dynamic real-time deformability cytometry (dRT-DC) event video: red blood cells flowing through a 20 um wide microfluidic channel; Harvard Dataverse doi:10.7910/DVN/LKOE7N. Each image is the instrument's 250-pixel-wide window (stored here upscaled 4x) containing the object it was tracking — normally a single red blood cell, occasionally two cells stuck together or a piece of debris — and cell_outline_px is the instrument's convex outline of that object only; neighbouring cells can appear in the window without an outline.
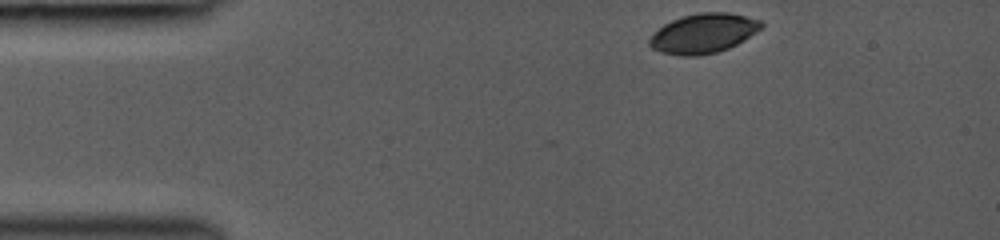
{"species": "common noctule bat (a hibernating species)", "species_latin": "Nyctalus noctula", "temperature_condition": "room temperature", "stored_images_in_passage": 34, "camera_frame_rate_fps": 3000, "um_per_image_px": 0.085, "animal": {"sex": "female", "body_mass_g": 19.0, "forearm_length_mm": 53.3}, "frame": {"image": 1, "passage_image": 1, "time_ms": 0.0, "image_size_px": [1000, 240], "cell_outline_px": [[764, 28], [744, 40], [728, 48], [716, 52], [696, 56], [680, 56], [660, 52], [652, 48], [648, 44], [648, 40], [664, 24], [672, 20], [684, 16], [700, 12], [728, 12], [764, 20]], "centroid_in_image_um": [59.84, 2.83], "position_along_channel_um": 25.2, "area_um2": 25.89}}
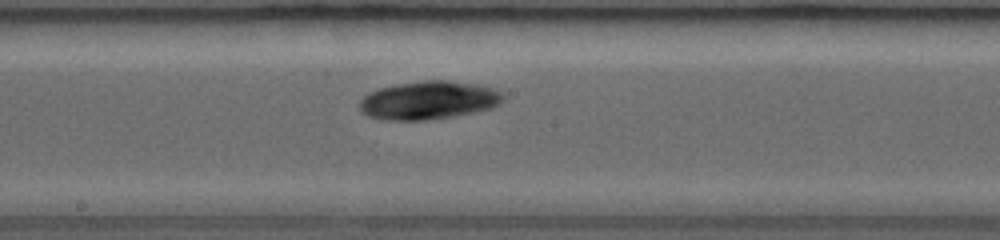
{"frame": {"image": 2, "passage_image": 19, "time_ms": 6.0, "image_size_px": [1000, 240], "cell_outline_px": [[504, 100], [500, 104], [492, 108], [452, 116], [424, 120], [380, 120], [368, 116], [360, 112], [360, 100], [368, 92], [380, 88], [396, 84], [424, 80], [448, 80], [480, 84], [492, 88], [500, 92], [504, 96]], "centroid_in_image_um": [36.42, 8.51], "position_along_channel_um": 211.8, "area_um2": 32.19}}
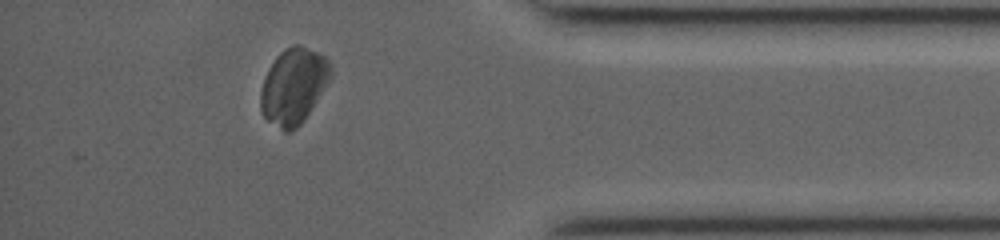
{"frame": {"image": 3, "passage_image": 34, "time_ms": 11.0, "image_size_px": [1000, 240], "cell_outline_px": [[332, 72], [328, 80], [304, 120], [292, 132], [284, 132], [268, 120], [264, 116], [260, 108], [260, 92], [264, 76], [268, 68], [276, 56], [284, 48], [292, 44], [300, 44], [324, 56], [328, 60], [332, 68]], "centroid_in_image_um": [24.91, 7.3], "position_along_channel_um": 410.3, "area_um2": 30.81}}